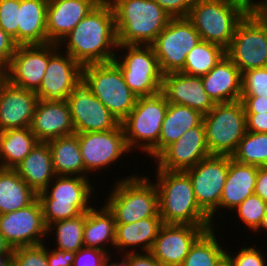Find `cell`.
Listing matches in <instances>:
<instances>
[{
	"label": "cell",
	"mask_w": 267,
	"mask_h": 266,
	"mask_svg": "<svg viewBox=\"0 0 267 266\" xmlns=\"http://www.w3.org/2000/svg\"><path fill=\"white\" fill-rule=\"evenodd\" d=\"M82 67L112 62L117 53V34L113 7L101 0L59 43Z\"/></svg>",
	"instance_id": "obj_1"
},
{
	"label": "cell",
	"mask_w": 267,
	"mask_h": 266,
	"mask_svg": "<svg viewBox=\"0 0 267 266\" xmlns=\"http://www.w3.org/2000/svg\"><path fill=\"white\" fill-rule=\"evenodd\" d=\"M159 215L163 224L215 226L199 207L185 171L157 170Z\"/></svg>",
	"instance_id": "obj_2"
},
{
	"label": "cell",
	"mask_w": 267,
	"mask_h": 266,
	"mask_svg": "<svg viewBox=\"0 0 267 266\" xmlns=\"http://www.w3.org/2000/svg\"><path fill=\"white\" fill-rule=\"evenodd\" d=\"M115 15L118 45H152L171 16L154 0H108Z\"/></svg>",
	"instance_id": "obj_3"
},
{
	"label": "cell",
	"mask_w": 267,
	"mask_h": 266,
	"mask_svg": "<svg viewBox=\"0 0 267 266\" xmlns=\"http://www.w3.org/2000/svg\"><path fill=\"white\" fill-rule=\"evenodd\" d=\"M254 6V0H194L187 18L203 41L227 50L238 23Z\"/></svg>",
	"instance_id": "obj_4"
},
{
	"label": "cell",
	"mask_w": 267,
	"mask_h": 266,
	"mask_svg": "<svg viewBox=\"0 0 267 266\" xmlns=\"http://www.w3.org/2000/svg\"><path fill=\"white\" fill-rule=\"evenodd\" d=\"M89 179L56 175L53 184L37 194L46 227L56 221L76 218L92 208L89 202L95 189Z\"/></svg>",
	"instance_id": "obj_5"
},
{
	"label": "cell",
	"mask_w": 267,
	"mask_h": 266,
	"mask_svg": "<svg viewBox=\"0 0 267 266\" xmlns=\"http://www.w3.org/2000/svg\"><path fill=\"white\" fill-rule=\"evenodd\" d=\"M113 188L104 205L113 214L116 224L160 217L156 184L147 176H128L116 182Z\"/></svg>",
	"instance_id": "obj_6"
},
{
	"label": "cell",
	"mask_w": 267,
	"mask_h": 266,
	"mask_svg": "<svg viewBox=\"0 0 267 266\" xmlns=\"http://www.w3.org/2000/svg\"><path fill=\"white\" fill-rule=\"evenodd\" d=\"M168 103L162 92L137 97L135 107L121 122L131 152L139 148L150 157L158 155V142Z\"/></svg>",
	"instance_id": "obj_7"
},
{
	"label": "cell",
	"mask_w": 267,
	"mask_h": 266,
	"mask_svg": "<svg viewBox=\"0 0 267 266\" xmlns=\"http://www.w3.org/2000/svg\"><path fill=\"white\" fill-rule=\"evenodd\" d=\"M226 55L241 73L267 67V14L254 6L238 23Z\"/></svg>",
	"instance_id": "obj_8"
},
{
	"label": "cell",
	"mask_w": 267,
	"mask_h": 266,
	"mask_svg": "<svg viewBox=\"0 0 267 266\" xmlns=\"http://www.w3.org/2000/svg\"><path fill=\"white\" fill-rule=\"evenodd\" d=\"M82 78L120 123L135 107L137 96L129 89L120 68L113 61L83 66Z\"/></svg>",
	"instance_id": "obj_9"
},
{
	"label": "cell",
	"mask_w": 267,
	"mask_h": 266,
	"mask_svg": "<svg viewBox=\"0 0 267 266\" xmlns=\"http://www.w3.org/2000/svg\"><path fill=\"white\" fill-rule=\"evenodd\" d=\"M206 144L210 154L231 156L246 133V115L241 100L216 103L203 115Z\"/></svg>",
	"instance_id": "obj_10"
},
{
	"label": "cell",
	"mask_w": 267,
	"mask_h": 266,
	"mask_svg": "<svg viewBox=\"0 0 267 266\" xmlns=\"http://www.w3.org/2000/svg\"><path fill=\"white\" fill-rule=\"evenodd\" d=\"M126 49L125 57L116 55L113 62L120 68L125 83L137 96H151L161 92L163 74L152 45H118Z\"/></svg>",
	"instance_id": "obj_11"
},
{
	"label": "cell",
	"mask_w": 267,
	"mask_h": 266,
	"mask_svg": "<svg viewBox=\"0 0 267 266\" xmlns=\"http://www.w3.org/2000/svg\"><path fill=\"white\" fill-rule=\"evenodd\" d=\"M201 40L187 17L171 18L152 44L162 74L180 72L187 54Z\"/></svg>",
	"instance_id": "obj_12"
},
{
	"label": "cell",
	"mask_w": 267,
	"mask_h": 266,
	"mask_svg": "<svg viewBox=\"0 0 267 266\" xmlns=\"http://www.w3.org/2000/svg\"><path fill=\"white\" fill-rule=\"evenodd\" d=\"M229 168V155L210 154L185 172L189 175L199 207L210 217L220 209ZM218 209V210H217Z\"/></svg>",
	"instance_id": "obj_13"
},
{
	"label": "cell",
	"mask_w": 267,
	"mask_h": 266,
	"mask_svg": "<svg viewBox=\"0 0 267 266\" xmlns=\"http://www.w3.org/2000/svg\"><path fill=\"white\" fill-rule=\"evenodd\" d=\"M78 136L85 178L90 172L98 171L116 163L130 149L127 146L121 123L110 131L75 133ZM87 172V173H86ZM89 172V173H88Z\"/></svg>",
	"instance_id": "obj_14"
},
{
	"label": "cell",
	"mask_w": 267,
	"mask_h": 266,
	"mask_svg": "<svg viewBox=\"0 0 267 266\" xmlns=\"http://www.w3.org/2000/svg\"><path fill=\"white\" fill-rule=\"evenodd\" d=\"M67 102L75 133L110 131L120 124L83 78L74 86Z\"/></svg>",
	"instance_id": "obj_15"
},
{
	"label": "cell",
	"mask_w": 267,
	"mask_h": 266,
	"mask_svg": "<svg viewBox=\"0 0 267 266\" xmlns=\"http://www.w3.org/2000/svg\"><path fill=\"white\" fill-rule=\"evenodd\" d=\"M60 50L58 44L49 43L48 66L42 83L35 92L39 100H67L74 86L82 78V66L69 54L63 55Z\"/></svg>",
	"instance_id": "obj_16"
},
{
	"label": "cell",
	"mask_w": 267,
	"mask_h": 266,
	"mask_svg": "<svg viewBox=\"0 0 267 266\" xmlns=\"http://www.w3.org/2000/svg\"><path fill=\"white\" fill-rule=\"evenodd\" d=\"M0 233L12 249L43 243L47 227L38 198L22 209L0 214Z\"/></svg>",
	"instance_id": "obj_17"
},
{
	"label": "cell",
	"mask_w": 267,
	"mask_h": 266,
	"mask_svg": "<svg viewBox=\"0 0 267 266\" xmlns=\"http://www.w3.org/2000/svg\"><path fill=\"white\" fill-rule=\"evenodd\" d=\"M49 61V43L17 46L4 78L12 85L36 92L43 80Z\"/></svg>",
	"instance_id": "obj_18"
},
{
	"label": "cell",
	"mask_w": 267,
	"mask_h": 266,
	"mask_svg": "<svg viewBox=\"0 0 267 266\" xmlns=\"http://www.w3.org/2000/svg\"><path fill=\"white\" fill-rule=\"evenodd\" d=\"M203 121L187 130L182 137L164 148L155 158L157 169L186 171L209 156Z\"/></svg>",
	"instance_id": "obj_19"
},
{
	"label": "cell",
	"mask_w": 267,
	"mask_h": 266,
	"mask_svg": "<svg viewBox=\"0 0 267 266\" xmlns=\"http://www.w3.org/2000/svg\"><path fill=\"white\" fill-rule=\"evenodd\" d=\"M213 227L163 224L150 253L161 265L181 266L195 241Z\"/></svg>",
	"instance_id": "obj_20"
},
{
	"label": "cell",
	"mask_w": 267,
	"mask_h": 266,
	"mask_svg": "<svg viewBox=\"0 0 267 266\" xmlns=\"http://www.w3.org/2000/svg\"><path fill=\"white\" fill-rule=\"evenodd\" d=\"M38 100L34 91L14 86L4 78L0 83V132L30 128Z\"/></svg>",
	"instance_id": "obj_21"
},
{
	"label": "cell",
	"mask_w": 267,
	"mask_h": 266,
	"mask_svg": "<svg viewBox=\"0 0 267 266\" xmlns=\"http://www.w3.org/2000/svg\"><path fill=\"white\" fill-rule=\"evenodd\" d=\"M161 92L169 103L190 107L202 115L207 114L216 104L205 92L200 76L182 72L164 74Z\"/></svg>",
	"instance_id": "obj_22"
},
{
	"label": "cell",
	"mask_w": 267,
	"mask_h": 266,
	"mask_svg": "<svg viewBox=\"0 0 267 266\" xmlns=\"http://www.w3.org/2000/svg\"><path fill=\"white\" fill-rule=\"evenodd\" d=\"M30 129L39 142L75 134L67 100H38Z\"/></svg>",
	"instance_id": "obj_23"
},
{
	"label": "cell",
	"mask_w": 267,
	"mask_h": 266,
	"mask_svg": "<svg viewBox=\"0 0 267 266\" xmlns=\"http://www.w3.org/2000/svg\"><path fill=\"white\" fill-rule=\"evenodd\" d=\"M101 0H48V43L58 44Z\"/></svg>",
	"instance_id": "obj_24"
},
{
	"label": "cell",
	"mask_w": 267,
	"mask_h": 266,
	"mask_svg": "<svg viewBox=\"0 0 267 266\" xmlns=\"http://www.w3.org/2000/svg\"><path fill=\"white\" fill-rule=\"evenodd\" d=\"M201 79L205 92L215 103L241 99L242 73L227 55Z\"/></svg>",
	"instance_id": "obj_25"
},
{
	"label": "cell",
	"mask_w": 267,
	"mask_h": 266,
	"mask_svg": "<svg viewBox=\"0 0 267 266\" xmlns=\"http://www.w3.org/2000/svg\"><path fill=\"white\" fill-rule=\"evenodd\" d=\"M258 166L236 162L229 156V168L220 199V208L234 210L254 194Z\"/></svg>",
	"instance_id": "obj_26"
},
{
	"label": "cell",
	"mask_w": 267,
	"mask_h": 266,
	"mask_svg": "<svg viewBox=\"0 0 267 266\" xmlns=\"http://www.w3.org/2000/svg\"><path fill=\"white\" fill-rule=\"evenodd\" d=\"M47 4L48 0H20L18 46L48 43Z\"/></svg>",
	"instance_id": "obj_27"
},
{
	"label": "cell",
	"mask_w": 267,
	"mask_h": 266,
	"mask_svg": "<svg viewBox=\"0 0 267 266\" xmlns=\"http://www.w3.org/2000/svg\"><path fill=\"white\" fill-rule=\"evenodd\" d=\"M14 170L36 194L42 192L56 177L48 143L38 142Z\"/></svg>",
	"instance_id": "obj_28"
},
{
	"label": "cell",
	"mask_w": 267,
	"mask_h": 266,
	"mask_svg": "<svg viewBox=\"0 0 267 266\" xmlns=\"http://www.w3.org/2000/svg\"><path fill=\"white\" fill-rule=\"evenodd\" d=\"M162 225L161 217L144 218L130 224H116L114 248L122 253V250L130 247V251L128 249L124 252L127 253L134 252L136 249L133 250L132 246H137L143 252H150Z\"/></svg>",
	"instance_id": "obj_29"
},
{
	"label": "cell",
	"mask_w": 267,
	"mask_h": 266,
	"mask_svg": "<svg viewBox=\"0 0 267 266\" xmlns=\"http://www.w3.org/2000/svg\"><path fill=\"white\" fill-rule=\"evenodd\" d=\"M56 175L85 177V167L76 134L47 141Z\"/></svg>",
	"instance_id": "obj_30"
},
{
	"label": "cell",
	"mask_w": 267,
	"mask_h": 266,
	"mask_svg": "<svg viewBox=\"0 0 267 266\" xmlns=\"http://www.w3.org/2000/svg\"><path fill=\"white\" fill-rule=\"evenodd\" d=\"M202 121L203 115L200 112L187 106L168 103L158 142V154Z\"/></svg>",
	"instance_id": "obj_31"
},
{
	"label": "cell",
	"mask_w": 267,
	"mask_h": 266,
	"mask_svg": "<svg viewBox=\"0 0 267 266\" xmlns=\"http://www.w3.org/2000/svg\"><path fill=\"white\" fill-rule=\"evenodd\" d=\"M39 141L30 128L0 132V168L15 169Z\"/></svg>",
	"instance_id": "obj_32"
},
{
	"label": "cell",
	"mask_w": 267,
	"mask_h": 266,
	"mask_svg": "<svg viewBox=\"0 0 267 266\" xmlns=\"http://www.w3.org/2000/svg\"><path fill=\"white\" fill-rule=\"evenodd\" d=\"M100 208L96 210L92 207L85 212L83 244L84 247L98 248L110 255L105 247L109 242L114 248L116 223L113 214L105 205Z\"/></svg>",
	"instance_id": "obj_33"
},
{
	"label": "cell",
	"mask_w": 267,
	"mask_h": 266,
	"mask_svg": "<svg viewBox=\"0 0 267 266\" xmlns=\"http://www.w3.org/2000/svg\"><path fill=\"white\" fill-rule=\"evenodd\" d=\"M37 194L14 169L0 168V214H7L30 205Z\"/></svg>",
	"instance_id": "obj_34"
},
{
	"label": "cell",
	"mask_w": 267,
	"mask_h": 266,
	"mask_svg": "<svg viewBox=\"0 0 267 266\" xmlns=\"http://www.w3.org/2000/svg\"><path fill=\"white\" fill-rule=\"evenodd\" d=\"M214 230H206L195 241L181 266H219L227 251L219 244Z\"/></svg>",
	"instance_id": "obj_35"
},
{
	"label": "cell",
	"mask_w": 267,
	"mask_h": 266,
	"mask_svg": "<svg viewBox=\"0 0 267 266\" xmlns=\"http://www.w3.org/2000/svg\"><path fill=\"white\" fill-rule=\"evenodd\" d=\"M225 55L226 50L221 46L201 40L187 54L185 65L180 72L201 77L207 74Z\"/></svg>",
	"instance_id": "obj_36"
},
{
	"label": "cell",
	"mask_w": 267,
	"mask_h": 266,
	"mask_svg": "<svg viewBox=\"0 0 267 266\" xmlns=\"http://www.w3.org/2000/svg\"><path fill=\"white\" fill-rule=\"evenodd\" d=\"M85 225V213L72 219L60 220L47 227V234L56 229V247L66 251L77 252L84 247L83 231Z\"/></svg>",
	"instance_id": "obj_37"
},
{
	"label": "cell",
	"mask_w": 267,
	"mask_h": 266,
	"mask_svg": "<svg viewBox=\"0 0 267 266\" xmlns=\"http://www.w3.org/2000/svg\"><path fill=\"white\" fill-rule=\"evenodd\" d=\"M231 157L242 164L267 166V133L246 131Z\"/></svg>",
	"instance_id": "obj_38"
},
{
	"label": "cell",
	"mask_w": 267,
	"mask_h": 266,
	"mask_svg": "<svg viewBox=\"0 0 267 266\" xmlns=\"http://www.w3.org/2000/svg\"><path fill=\"white\" fill-rule=\"evenodd\" d=\"M267 203L263 201L258 195L253 194L245 199L240 205L234 210L237 211L239 219L248 229L252 232L256 231L263 217L266 213Z\"/></svg>",
	"instance_id": "obj_39"
},
{
	"label": "cell",
	"mask_w": 267,
	"mask_h": 266,
	"mask_svg": "<svg viewBox=\"0 0 267 266\" xmlns=\"http://www.w3.org/2000/svg\"><path fill=\"white\" fill-rule=\"evenodd\" d=\"M47 249L44 243L17 247L12 251V266H51L47 262Z\"/></svg>",
	"instance_id": "obj_40"
},
{
	"label": "cell",
	"mask_w": 267,
	"mask_h": 266,
	"mask_svg": "<svg viewBox=\"0 0 267 266\" xmlns=\"http://www.w3.org/2000/svg\"><path fill=\"white\" fill-rule=\"evenodd\" d=\"M241 96L267 97V67L250 69L242 73Z\"/></svg>",
	"instance_id": "obj_41"
},
{
	"label": "cell",
	"mask_w": 267,
	"mask_h": 266,
	"mask_svg": "<svg viewBox=\"0 0 267 266\" xmlns=\"http://www.w3.org/2000/svg\"><path fill=\"white\" fill-rule=\"evenodd\" d=\"M20 0H0V27L9 34L18 45Z\"/></svg>",
	"instance_id": "obj_42"
},
{
	"label": "cell",
	"mask_w": 267,
	"mask_h": 266,
	"mask_svg": "<svg viewBox=\"0 0 267 266\" xmlns=\"http://www.w3.org/2000/svg\"><path fill=\"white\" fill-rule=\"evenodd\" d=\"M226 258L232 266H266L265 256L253 246L241 248L235 256L226 252Z\"/></svg>",
	"instance_id": "obj_43"
},
{
	"label": "cell",
	"mask_w": 267,
	"mask_h": 266,
	"mask_svg": "<svg viewBox=\"0 0 267 266\" xmlns=\"http://www.w3.org/2000/svg\"><path fill=\"white\" fill-rule=\"evenodd\" d=\"M108 255L98 248L82 247L75 253L73 266H102Z\"/></svg>",
	"instance_id": "obj_44"
},
{
	"label": "cell",
	"mask_w": 267,
	"mask_h": 266,
	"mask_svg": "<svg viewBox=\"0 0 267 266\" xmlns=\"http://www.w3.org/2000/svg\"><path fill=\"white\" fill-rule=\"evenodd\" d=\"M171 18L187 17L194 0H154Z\"/></svg>",
	"instance_id": "obj_45"
},
{
	"label": "cell",
	"mask_w": 267,
	"mask_h": 266,
	"mask_svg": "<svg viewBox=\"0 0 267 266\" xmlns=\"http://www.w3.org/2000/svg\"><path fill=\"white\" fill-rule=\"evenodd\" d=\"M17 46L14 39L0 27V67L5 68L9 64Z\"/></svg>",
	"instance_id": "obj_46"
},
{
	"label": "cell",
	"mask_w": 267,
	"mask_h": 266,
	"mask_svg": "<svg viewBox=\"0 0 267 266\" xmlns=\"http://www.w3.org/2000/svg\"><path fill=\"white\" fill-rule=\"evenodd\" d=\"M75 252L55 248L47 250V262L51 266H73Z\"/></svg>",
	"instance_id": "obj_47"
},
{
	"label": "cell",
	"mask_w": 267,
	"mask_h": 266,
	"mask_svg": "<svg viewBox=\"0 0 267 266\" xmlns=\"http://www.w3.org/2000/svg\"><path fill=\"white\" fill-rule=\"evenodd\" d=\"M245 114H258L267 112V97L241 96Z\"/></svg>",
	"instance_id": "obj_48"
},
{
	"label": "cell",
	"mask_w": 267,
	"mask_h": 266,
	"mask_svg": "<svg viewBox=\"0 0 267 266\" xmlns=\"http://www.w3.org/2000/svg\"><path fill=\"white\" fill-rule=\"evenodd\" d=\"M246 115V131L267 133V112Z\"/></svg>",
	"instance_id": "obj_49"
},
{
	"label": "cell",
	"mask_w": 267,
	"mask_h": 266,
	"mask_svg": "<svg viewBox=\"0 0 267 266\" xmlns=\"http://www.w3.org/2000/svg\"><path fill=\"white\" fill-rule=\"evenodd\" d=\"M145 253V254H144ZM138 253L128 252L123 256L128 260L130 266H160V262L150 252Z\"/></svg>",
	"instance_id": "obj_50"
},
{
	"label": "cell",
	"mask_w": 267,
	"mask_h": 266,
	"mask_svg": "<svg viewBox=\"0 0 267 266\" xmlns=\"http://www.w3.org/2000/svg\"><path fill=\"white\" fill-rule=\"evenodd\" d=\"M254 194L267 203V166L258 167Z\"/></svg>",
	"instance_id": "obj_51"
},
{
	"label": "cell",
	"mask_w": 267,
	"mask_h": 266,
	"mask_svg": "<svg viewBox=\"0 0 267 266\" xmlns=\"http://www.w3.org/2000/svg\"><path fill=\"white\" fill-rule=\"evenodd\" d=\"M110 259H111V255H108V257L104 260L102 266H130L128 260L125 257L122 258V261H120V263L119 262L110 263L109 262Z\"/></svg>",
	"instance_id": "obj_52"
},
{
	"label": "cell",
	"mask_w": 267,
	"mask_h": 266,
	"mask_svg": "<svg viewBox=\"0 0 267 266\" xmlns=\"http://www.w3.org/2000/svg\"><path fill=\"white\" fill-rule=\"evenodd\" d=\"M12 265V253H0V266Z\"/></svg>",
	"instance_id": "obj_53"
},
{
	"label": "cell",
	"mask_w": 267,
	"mask_h": 266,
	"mask_svg": "<svg viewBox=\"0 0 267 266\" xmlns=\"http://www.w3.org/2000/svg\"><path fill=\"white\" fill-rule=\"evenodd\" d=\"M13 249L6 242L4 236L0 233V253H12Z\"/></svg>",
	"instance_id": "obj_54"
},
{
	"label": "cell",
	"mask_w": 267,
	"mask_h": 266,
	"mask_svg": "<svg viewBox=\"0 0 267 266\" xmlns=\"http://www.w3.org/2000/svg\"><path fill=\"white\" fill-rule=\"evenodd\" d=\"M262 229L267 231V209H266V213L263 217V220L261 222V225L259 226V228L255 232H257V231L260 232V230H262Z\"/></svg>",
	"instance_id": "obj_55"
},
{
	"label": "cell",
	"mask_w": 267,
	"mask_h": 266,
	"mask_svg": "<svg viewBox=\"0 0 267 266\" xmlns=\"http://www.w3.org/2000/svg\"><path fill=\"white\" fill-rule=\"evenodd\" d=\"M255 6L260 9H267V0L255 1Z\"/></svg>",
	"instance_id": "obj_56"
},
{
	"label": "cell",
	"mask_w": 267,
	"mask_h": 266,
	"mask_svg": "<svg viewBox=\"0 0 267 266\" xmlns=\"http://www.w3.org/2000/svg\"><path fill=\"white\" fill-rule=\"evenodd\" d=\"M219 266H232L231 263L228 261L227 258H225L220 264Z\"/></svg>",
	"instance_id": "obj_57"
},
{
	"label": "cell",
	"mask_w": 267,
	"mask_h": 266,
	"mask_svg": "<svg viewBox=\"0 0 267 266\" xmlns=\"http://www.w3.org/2000/svg\"><path fill=\"white\" fill-rule=\"evenodd\" d=\"M4 79V68L0 67V83Z\"/></svg>",
	"instance_id": "obj_58"
}]
</instances>
